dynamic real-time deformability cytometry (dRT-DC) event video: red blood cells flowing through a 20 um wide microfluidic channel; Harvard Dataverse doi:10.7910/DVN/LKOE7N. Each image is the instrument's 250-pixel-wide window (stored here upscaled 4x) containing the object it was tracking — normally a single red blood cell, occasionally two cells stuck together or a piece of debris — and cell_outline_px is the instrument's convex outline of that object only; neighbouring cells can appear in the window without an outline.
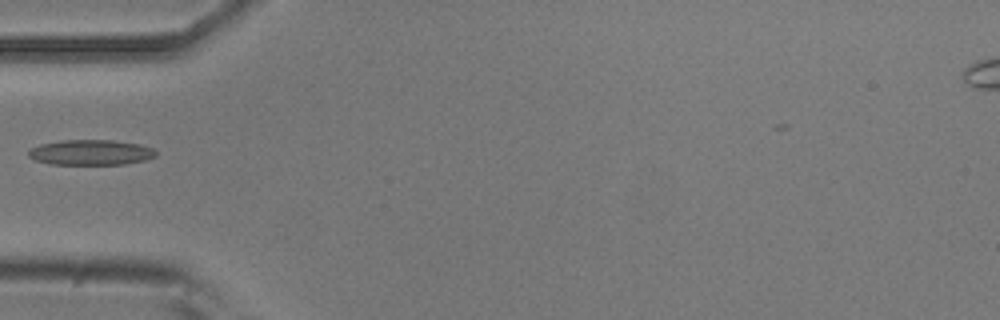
{"species": "common noctule bat (a hibernating species)", "species_latin": "Nyctalus noctula", "temperature_condition": "room temperature", "stored_images_in_passage": 1, "camera_frame_rate_fps": 3000, "um_per_image_px": 0.085, "animal": {"sex": "male", "body_mass_g": 20.5, "forearm_length_mm": 52.5}, "frame": {"image": 1, "passage_image": 1, "time_ms": 0.0, "image_size_px": [1000, 320], "cell_outline_px": [[156, 156], [144, 160], [124, 164], [52, 164], [36, 160], [28, 156], [28, 152], [32, 148], [40, 144], [60, 140], [112, 140], [140, 144], [152, 148], [156, 152]], "centroid_in_image_um": [7.72, 12.95], "position_along_channel_um": 77.3, "area_um2": 18.67}}